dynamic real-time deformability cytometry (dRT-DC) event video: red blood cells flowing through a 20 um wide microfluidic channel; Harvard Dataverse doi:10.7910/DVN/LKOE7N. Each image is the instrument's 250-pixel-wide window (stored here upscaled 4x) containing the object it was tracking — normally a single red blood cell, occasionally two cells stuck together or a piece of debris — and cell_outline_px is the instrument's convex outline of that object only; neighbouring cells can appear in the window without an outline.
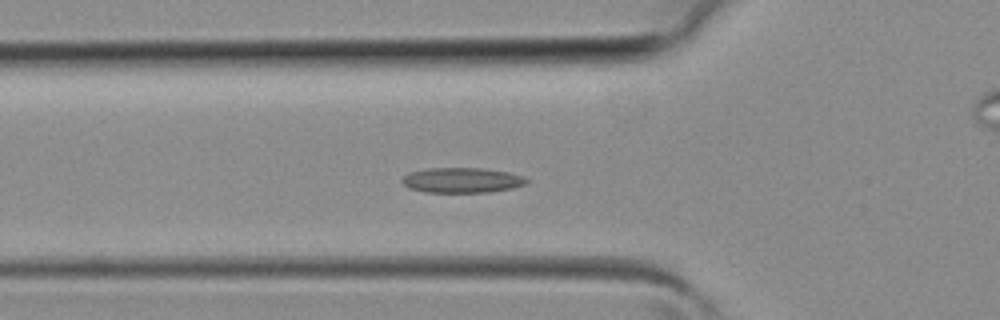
{"species": "common noctule bat (a hibernating species)", "species_latin": "Nyctalus noctula", "temperature_condition": "room temperature", "stored_images_in_passage": 31, "camera_frame_rate_fps": 3000, "um_per_image_px": 0.085, "animal": {"sex": "female", "body_mass_g": 19.3, "forearm_length_mm": 54.1}, "frame": {"image": 1, "passage_image": 4, "time_ms": 1.0, "image_size_px": [1000, 320], "cell_outline_px": [[528, 184], [512, 188], [488, 192], [424, 192], [408, 188], [400, 180], [408, 172], [428, 168], [484, 168], [508, 172], [524, 176], [528, 180]], "centroid_in_image_um": [39.26, 15.31], "position_along_channel_um": 86.5, "area_um2": 18.38}}
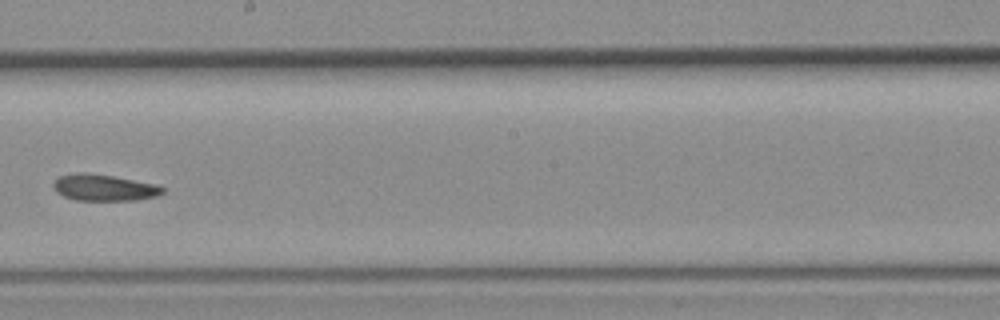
{"frame": {"image": 2, "passage_image": 13, "time_ms": 4.0, "image_size_px": [1000, 320], "cell_outline_px": [[164, 192], [156, 196], [136, 200], [76, 200], [64, 196], [56, 192], [52, 184], [60, 176], [72, 172], [88, 172], [112, 176], [152, 184], [164, 188]], "centroid_in_image_um": [8.78, 15.94], "position_along_channel_um": 239.4, "area_um2": 16.65}}
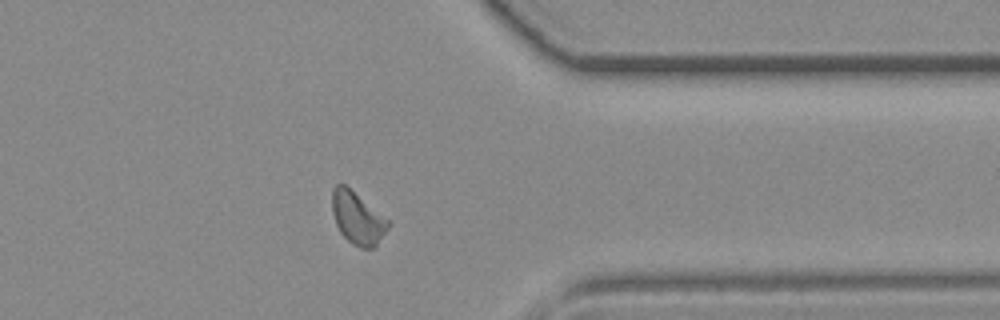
{"frame": {"image": 3, "passage_image": 22, "time_ms": 7.0, "image_size_px": [1000, 320], "cell_outline_px": [[392, 220], [388, 228], [376, 248], [360, 248], [352, 244], [340, 232], [336, 224], [332, 212], [332, 188], [336, 184], [344, 184]], "centroid_in_image_um": [30.43, 18.54], "position_along_channel_um": 381.0, "area_um2": 17.46}}